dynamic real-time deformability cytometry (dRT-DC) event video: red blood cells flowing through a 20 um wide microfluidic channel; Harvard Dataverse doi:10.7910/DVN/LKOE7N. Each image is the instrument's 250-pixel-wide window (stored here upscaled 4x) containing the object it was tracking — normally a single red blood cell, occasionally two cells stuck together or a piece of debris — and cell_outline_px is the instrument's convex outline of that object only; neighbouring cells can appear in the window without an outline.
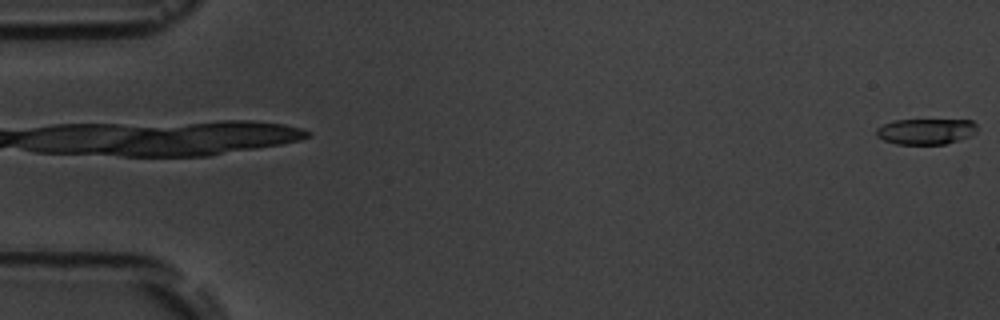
{"species": "common noctule bat (a hibernating species)", "species_latin": "Nyctalus noctula", "temperature_condition": "room temperature", "stored_images_in_passage": 5, "camera_frame_rate_fps": 3000, "um_per_image_px": 0.085, "animal": {"sex": "male", "body_mass_g": 19.5, "forearm_length_mm": 54.6}, "frame": {"image": 1, "passage_image": 5, "time_ms": 5.667, "image_size_px": [1000, 320], "cell_outline_px": [[976, 132], [968, 136], [944, 144], [896, 144], [884, 140], [876, 136], [876, 128], [884, 124], [896, 120], [972, 120], [976, 124]], "centroid_in_image_um": [78.67, 11.16], "position_along_channel_um": 6.3, "area_um2": 14.97}}